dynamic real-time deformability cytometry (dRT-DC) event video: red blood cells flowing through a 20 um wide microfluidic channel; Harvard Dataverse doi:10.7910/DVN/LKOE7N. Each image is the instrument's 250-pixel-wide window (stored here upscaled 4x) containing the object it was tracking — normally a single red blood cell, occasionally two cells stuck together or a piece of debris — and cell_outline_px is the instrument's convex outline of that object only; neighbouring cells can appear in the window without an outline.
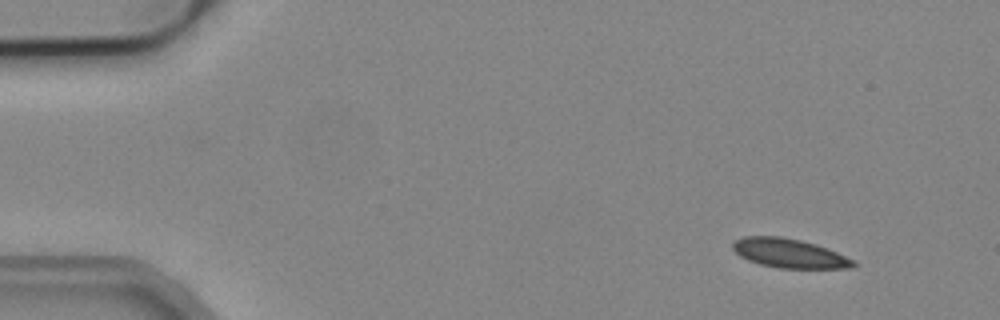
{"species": "common noctule bat (a hibernating species)", "species_latin": "Nyctalus noctula", "temperature_condition": "cold", "stored_images_in_passage": 5, "camera_frame_rate_fps": 3000, "um_per_image_px": 0.085, "animal": {"sex": "male", "body_mass_g": 19.2, "forearm_length_mm": 51.8}, "frame": {"image": 1, "passage_image": 1, "time_ms": 0.0, "image_size_px": [1000, 320], "cell_outline_px": [[856, 264], [852, 268], [780, 268], [760, 264], [748, 260], [740, 256], [732, 248], [732, 244], [736, 240], [744, 236], [780, 236], [800, 240], [816, 244], [836, 252], [852, 260]], "centroid_in_image_um": [67.05, 21.52], "position_along_channel_um": 17.9, "area_um2": 20.23}}
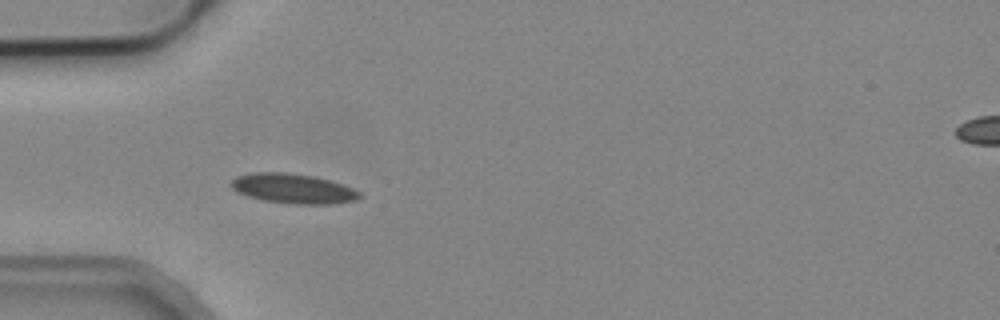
{"frame": {"image": 2, "passage_image": 4, "time_ms": 1.0, "image_size_px": [1000, 320], "cell_outline_px": [[364, 196], [356, 200], [336, 204], [292, 204], [260, 200], [236, 192], [232, 188], [232, 180], [236, 176], [252, 172], [284, 172], [312, 176], [328, 180], [352, 188], [360, 192]], "centroid_in_image_um": [24.91, 16.04], "position_along_channel_um": 60.1, "area_um2": 22.37}}